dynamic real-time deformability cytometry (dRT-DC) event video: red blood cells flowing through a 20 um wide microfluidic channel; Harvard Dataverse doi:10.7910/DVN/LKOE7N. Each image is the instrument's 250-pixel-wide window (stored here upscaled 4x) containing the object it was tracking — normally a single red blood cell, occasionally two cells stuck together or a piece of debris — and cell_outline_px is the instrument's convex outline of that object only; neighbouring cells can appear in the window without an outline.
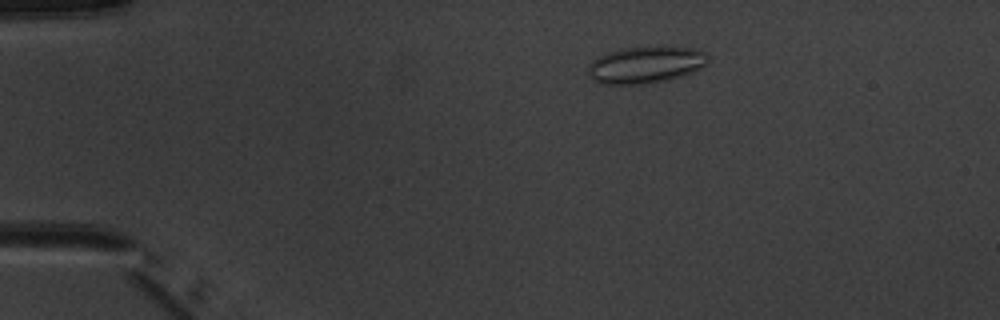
{"species": "common noctule bat (a hibernating species)", "species_latin": "Nyctalus noctula", "temperature_condition": "warm", "stored_images_in_passage": 3, "camera_frame_rate_fps": 3000, "um_per_image_px": 0.085, "animal": {"sex": "male", "body_mass_g": 20.1, "forearm_length_mm": 53.5}, "frame": {"image": 1, "passage_image": 1, "time_ms": 0.0, "image_size_px": [1000, 320], "cell_outline_px": [[708, 60], [700, 68], [692, 72], [680, 76], [664, 80], [644, 84], [600, 84], [592, 80], [588, 76], [588, 68], [592, 60], [608, 52], [624, 48], [692, 48], [704, 52], [708, 56]], "centroid_in_image_um": [54.81, 5.53], "position_along_channel_um": 30.2, "area_um2": 25.14}}